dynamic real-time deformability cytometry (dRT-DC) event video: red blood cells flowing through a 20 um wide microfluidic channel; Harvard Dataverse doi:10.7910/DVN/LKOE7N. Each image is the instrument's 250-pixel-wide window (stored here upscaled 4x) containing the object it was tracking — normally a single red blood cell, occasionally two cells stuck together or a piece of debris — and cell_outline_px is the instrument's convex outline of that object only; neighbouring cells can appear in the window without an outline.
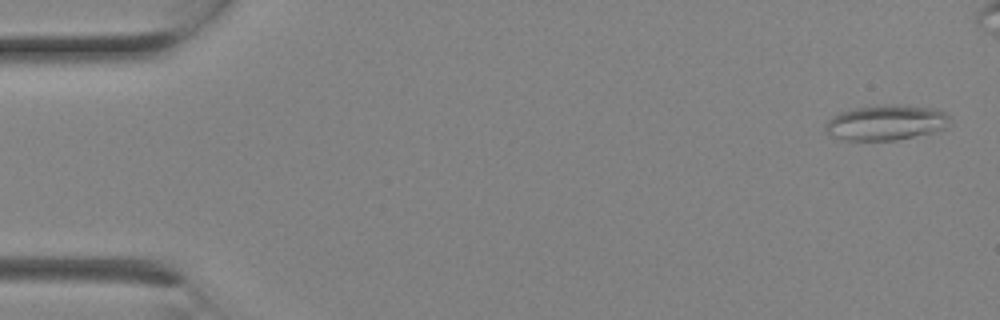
{"species": "Egyptian fruit bat (a non-hibernating species)", "species_latin": "Rousettus aegyptiacus", "temperature_condition": "room temperature", "stored_images_in_passage": 3, "camera_frame_rate_fps": 3000, "um_per_image_px": 0.085, "animal": {"sex": "female"}, "frame": {"image": 1, "passage_image": 1, "time_ms": 0.0, "image_size_px": [1000, 320], "cell_outline_px": [[948, 116], [944, 128], [932, 132], [896, 140], [844, 140], [828, 132], [824, 128], [828, 120], [832, 116], [840, 112], [856, 108], [884, 104], [932, 108], [944, 112]], "centroid_in_image_um": [75.26, 10.42], "position_along_channel_um": 9.7, "area_um2": 24.91}}